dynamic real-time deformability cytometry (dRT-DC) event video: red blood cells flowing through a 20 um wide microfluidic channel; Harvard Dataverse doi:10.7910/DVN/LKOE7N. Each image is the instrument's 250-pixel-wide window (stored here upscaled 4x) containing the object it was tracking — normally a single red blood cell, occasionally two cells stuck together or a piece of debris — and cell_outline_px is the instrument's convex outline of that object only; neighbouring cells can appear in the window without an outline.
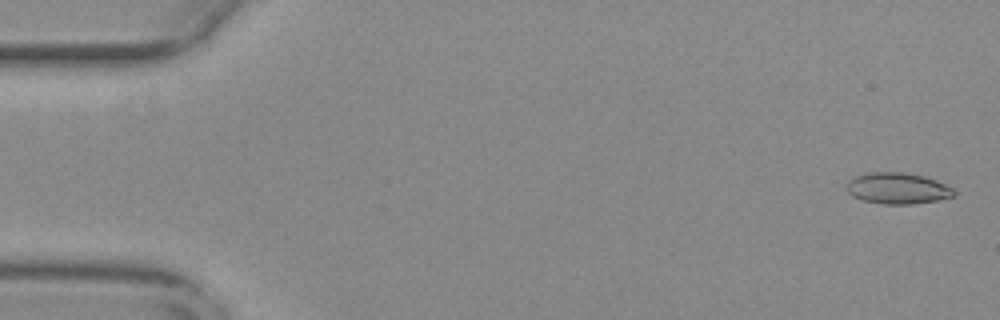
{"species": "common noctule bat (a hibernating species)", "species_latin": "Nyctalus noctula", "temperature_condition": "warm", "stored_images_in_passage": 24, "camera_frame_rate_fps": 3000, "um_per_image_px": 0.085, "animal": {"sex": "female", "body_mass_g": 29.2, "forearm_length_mm": 56.3}, "frame": {"image": 1, "passage_image": 2, "time_ms": 0.333, "image_size_px": [1000, 320], "cell_outline_px": [[956, 192], [952, 196], [936, 200], [912, 204], [884, 204], [864, 200], [852, 196], [848, 192], [848, 180], [856, 176], [868, 172], [904, 172], [924, 176], [936, 180], [952, 188]], "centroid_in_image_um": [76.28, 16.0], "position_along_channel_um": 8.7, "area_um2": 19.31}}
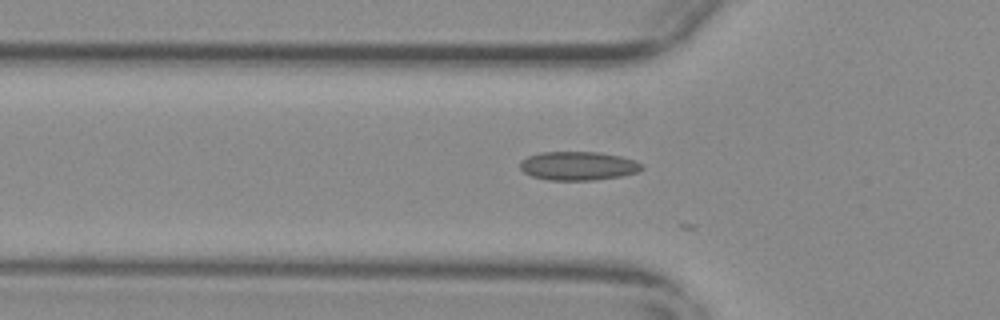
{"frame": {"image": 2, "passage_image": 19, "time_ms": 6.0, "image_size_px": [1000, 320], "cell_outline_px": [[644, 168], [636, 172], [620, 176], [592, 180], [548, 180], [532, 176], [524, 172], [520, 168], [520, 160], [528, 156], [540, 152], [600, 152], [620, 156], [632, 160], [640, 164]], "centroid_in_image_um": [49.09, 14.09], "position_along_channel_um": 76.7, "area_um2": 20.23}}
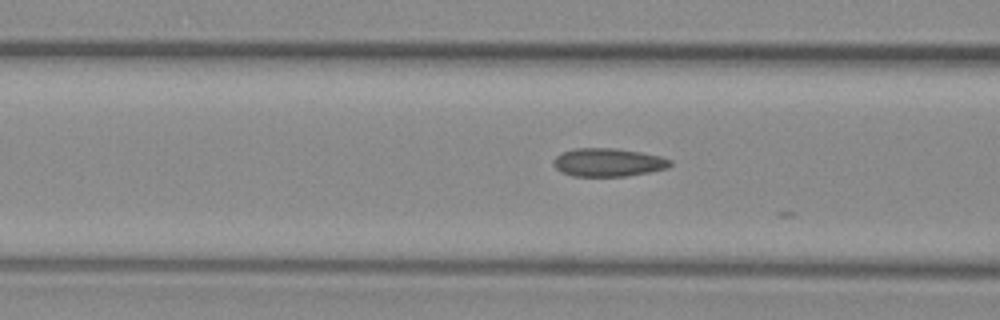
{"frame": {"image": 3, "passage_image": 22, "time_ms": 7.0, "image_size_px": [1000, 320], "cell_outline_px": [[672, 164], [668, 168], [628, 176], [572, 176], [560, 172], [552, 164], [552, 160], [556, 156], [564, 152], [576, 148], [616, 148], [640, 152], [660, 156], [672, 160]], "centroid_in_image_um": [51.68, 13.8], "position_along_channel_um": 114.9, "area_um2": 19.31}}